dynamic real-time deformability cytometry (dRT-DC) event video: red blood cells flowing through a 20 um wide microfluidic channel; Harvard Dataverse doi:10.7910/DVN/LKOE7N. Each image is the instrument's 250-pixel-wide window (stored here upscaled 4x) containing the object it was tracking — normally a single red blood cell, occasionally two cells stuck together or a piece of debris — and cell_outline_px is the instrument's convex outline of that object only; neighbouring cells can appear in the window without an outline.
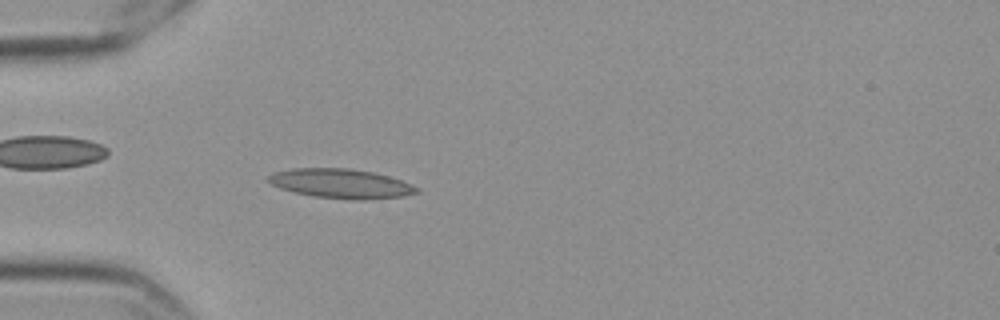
{"species": "Egyptian fruit bat (a non-hibernating species)", "species_latin": "Rousettus aegyptiacus", "temperature_condition": "cold", "stored_images_in_passage": 55, "camera_frame_rate_fps": 3000, "um_per_image_px": 0.085, "frame": {"image": 1, "passage_image": 15, "time_ms": 4.667, "image_size_px": [1000, 320], "cell_outline_px": [[420, 192], [404, 196], [364, 200], [352, 200], [312, 196], [280, 188], [272, 184], [268, 180], [268, 176], [276, 172], [292, 168], [352, 168], [372, 172], [388, 176], [400, 180], [420, 188]], "centroid_in_image_um": [29.02, 15.61], "position_along_channel_um": 56.0, "area_um2": 25.37}}
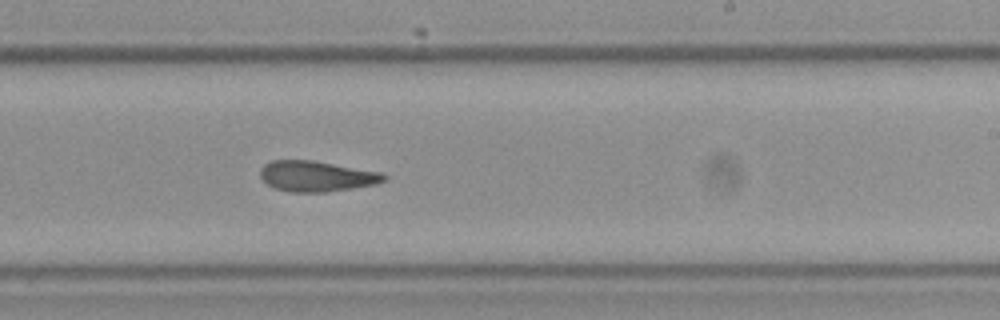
{"frame": {"image": 2, "passage_image": 33, "time_ms": 10.667, "image_size_px": [1000, 320], "cell_outline_px": [[388, 180], [376, 184], [352, 188], [324, 192], [292, 192], [276, 188], [268, 184], [260, 176], [260, 168], [264, 164], [272, 160], [312, 160], [380, 172], [388, 176]], "centroid_in_image_um": [26.92, 14.97], "position_along_channel_um": 262.1, "area_um2": 21.96}}
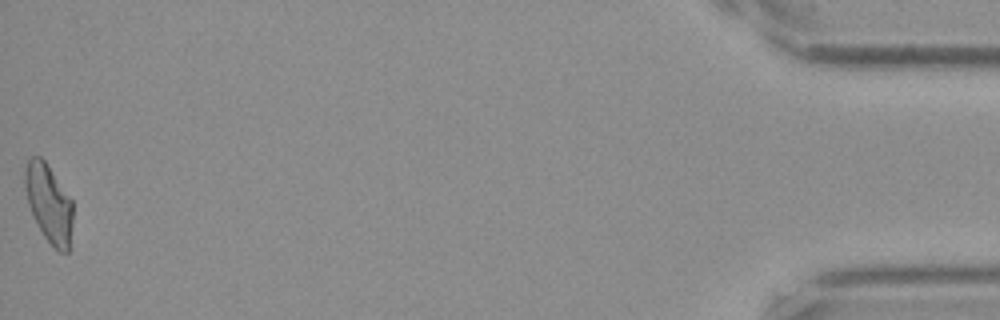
{"frame": {"image": 3, "passage_image": 55, "time_ms": 18.0, "image_size_px": [1000, 320], "cell_outline_px": [[72, 248], [68, 252], [60, 252], [44, 236], [28, 204], [24, 184], [24, 168], [28, 160], [32, 156], [40, 156], [44, 160], [72, 200]], "centroid_in_image_um": [4.17, 17.3], "position_along_channel_um": 431.0, "area_um2": 21.73}, "authors_computed_cell_mechanics": {"area_um2": 22.6576, "velocity_mm_per_s": 3.5628, "shape_relaxation_time_tau1_ms": null, "shape_relaxation_time_tau2_ms": 4.318, "deformation_change_tau1": null, "deformation_change_tau2": 0.1136}}